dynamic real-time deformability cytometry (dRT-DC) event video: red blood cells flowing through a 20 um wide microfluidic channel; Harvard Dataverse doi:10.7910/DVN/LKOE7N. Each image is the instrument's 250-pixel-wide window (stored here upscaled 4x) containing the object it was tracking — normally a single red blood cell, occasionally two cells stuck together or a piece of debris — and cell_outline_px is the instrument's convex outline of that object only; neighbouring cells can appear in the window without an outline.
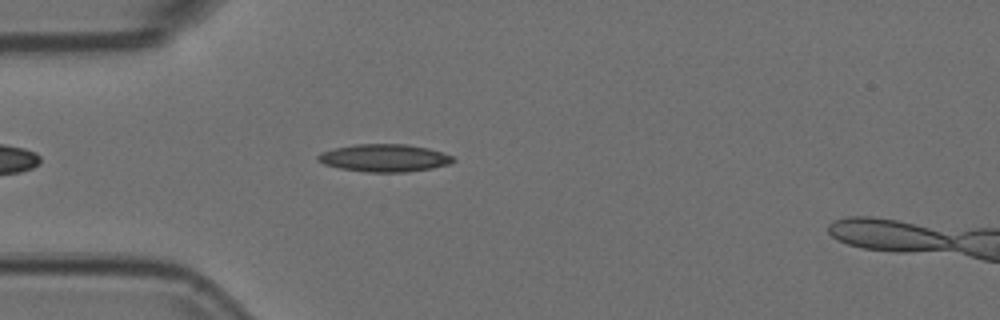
{"species": "Egyptian fruit bat (a non-hibernating species)", "species_latin": "Rousettus aegyptiacus", "temperature_condition": "room temperature", "stored_images_in_passage": 42, "camera_frame_rate_fps": 3000, "um_per_image_px": 0.085, "animal": {"sex": "female"}, "frame": {"image": 1, "passage_image": 6, "time_ms": 1.667, "image_size_px": [1000, 320], "cell_outline_px": [[456, 160], [448, 164], [432, 168], [404, 172], [364, 172], [340, 168], [324, 164], [316, 160], [316, 156], [320, 152], [332, 148], [356, 144], [408, 144], [428, 148], [444, 152], [452, 156]], "centroid_in_image_um": [32.64, 13.42], "position_along_channel_um": 52.4, "area_um2": 21.91}}
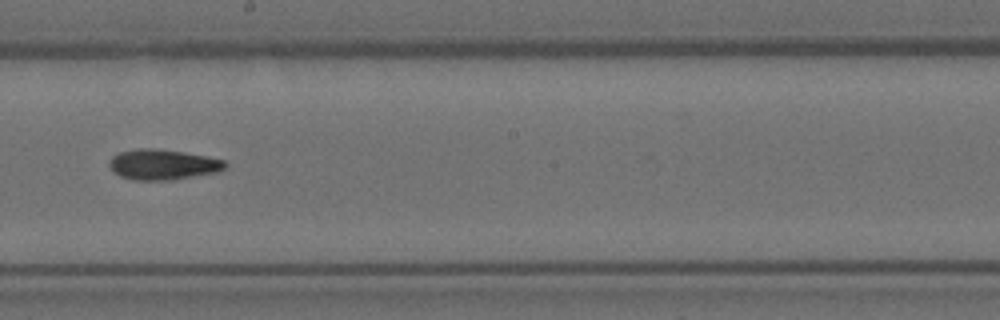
{"frame": {"image": 2, "passage_image": 21, "time_ms": 6.667, "image_size_px": [1000, 320], "cell_outline_px": [[228, 164], [224, 168], [216, 172], [172, 180], [132, 180], [120, 176], [108, 164], [108, 160], [112, 156], [120, 152], [136, 148], [152, 148], [184, 152], [208, 156], [224, 160]], "centroid_in_image_um": [13.83, 13.98], "position_along_channel_um": 234.4, "area_um2": 20.52}}
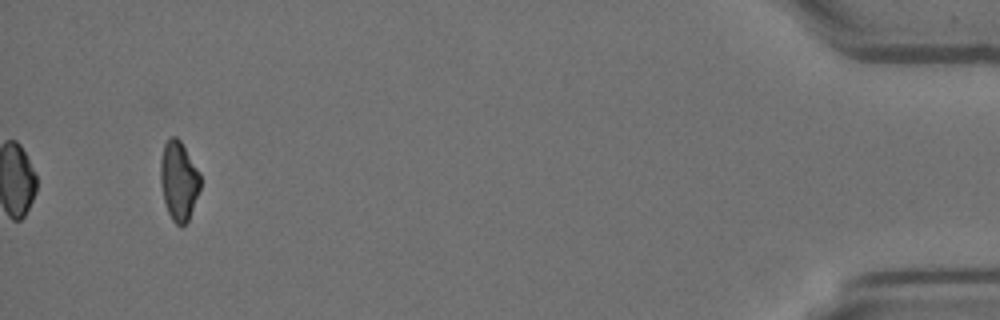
{"frame": {"image": 3, "passage_image": 42, "time_ms": 13.667, "image_size_px": [1000, 320], "cell_outline_px": [[200, 188], [188, 220], [180, 228], [172, 220], [168, 212], [164, 200], [160, 180], [160, 160], [164, 144], [172, 136], [176, 136], [180, 140], [200, 172]], "centroid_in_image_um": [15.19, 15.36], "position_along_channel_um": 420.0, "area_um2": 18.32}, "authors_computed_cell_mechanics": {"area_um2": 19.8832, "velocity_mm_per_s": 3.784, "shape_relaxation_time_tau1_ms": 8.1138, "shape_relaxation_time_tau2_ms": 5.7912, "deformation_change_tau1": 0.2053, "deformation_change_tau2": 0.1446}}